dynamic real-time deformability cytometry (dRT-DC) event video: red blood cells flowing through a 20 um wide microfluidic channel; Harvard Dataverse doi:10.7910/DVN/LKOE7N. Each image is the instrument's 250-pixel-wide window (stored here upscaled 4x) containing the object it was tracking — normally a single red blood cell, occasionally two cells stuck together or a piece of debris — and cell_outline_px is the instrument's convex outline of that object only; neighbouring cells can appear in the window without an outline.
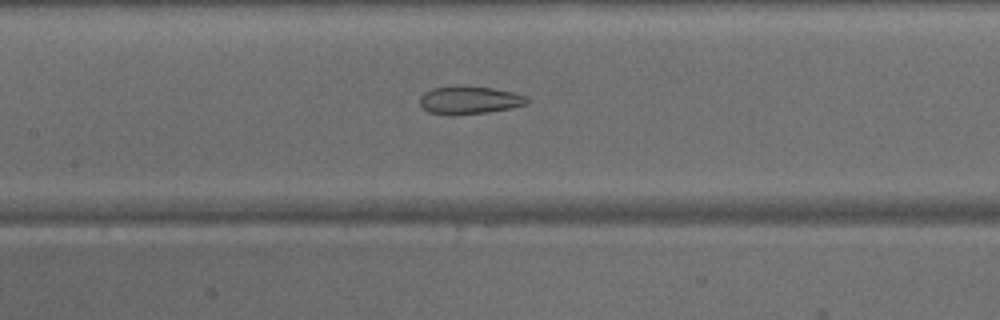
{"species": "common noctule bat (a hibernating species)", "species_latin": "Nyctalus noctula", "temperature_condition": "warm", "stored_images_in_passage": 47, "camera_frame_rate_fps": 3000, "um_per_image_px": 0.085, "animal": {"sex": "male", "body_mass_g": 15.6}, "frame": {"image": 1, "passage_image": 22, "time_ms": 7.0, "image_size_px": [1000, 320], "cell_outline_px": [[528, 104], [512, 108], [488, 112], [452, 116], [448, 116], [428, 112], [420, 104], [420, 96], [424, 92], [432, 88], [492, 88], [512, 92], [524, 96], [528, 100]], "centroid_in_image_um": [39.88, 8.56], "position_along_channel_um": 167.5, "area_um2": 16.99}}
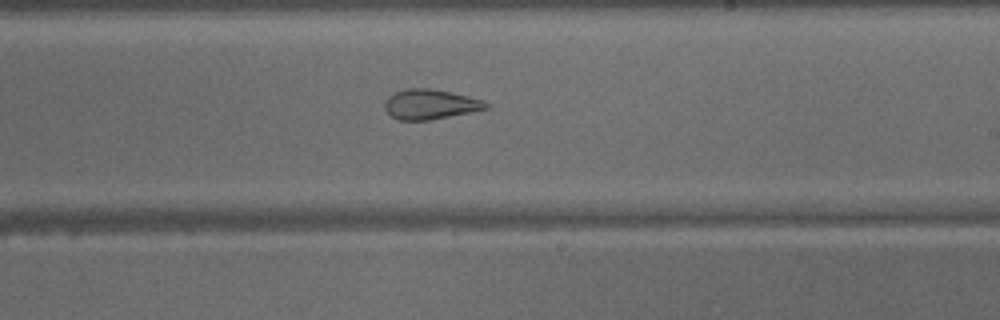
{"frame": {"image": 2, "passage_image": 28, "time_ms": 9.0, "image_size_px": [1000, 320], "cell_outline_px": [[488, 108], [428, 120], [400, 120], [392, 116], [384, 108], [384, 104], [388, 96], [396, 92], [408, 88], [428, 88], [468, 96], [484, 100], [488, 104]], "centroid_in_image_um": [36.54, 8.86], "position_along_channel_um": 252.5, "area_um2": 17.28}}
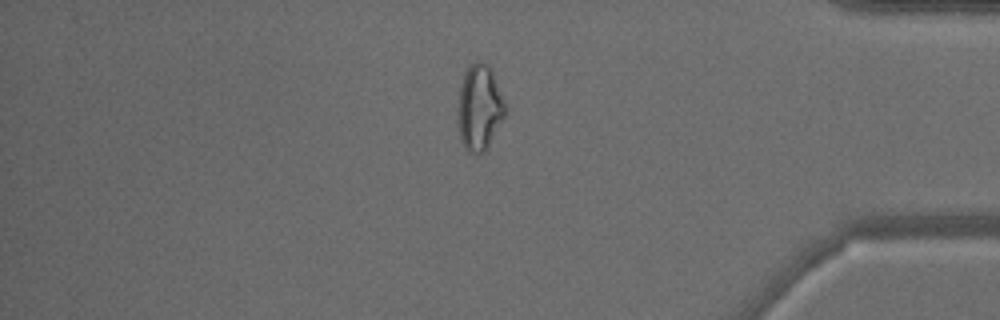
{"frame": {"image": 3, "passage_image": 40, "time_ms": 13.0, "image_size_px": [1000, 320], "cell_outline_px": [[504, 116], [484, 152], [476, 156], [468, 152], [464, 148], [460, 136], [456, 116], [460, 88], [464, 72], [468, 64], [476, 60], [484, 60], [492, 68], [504, 104]], "centroid_in_image_um": [40.7, 9.11], "position_along_channel_um": 394.5, "area_um2": 23.81}}